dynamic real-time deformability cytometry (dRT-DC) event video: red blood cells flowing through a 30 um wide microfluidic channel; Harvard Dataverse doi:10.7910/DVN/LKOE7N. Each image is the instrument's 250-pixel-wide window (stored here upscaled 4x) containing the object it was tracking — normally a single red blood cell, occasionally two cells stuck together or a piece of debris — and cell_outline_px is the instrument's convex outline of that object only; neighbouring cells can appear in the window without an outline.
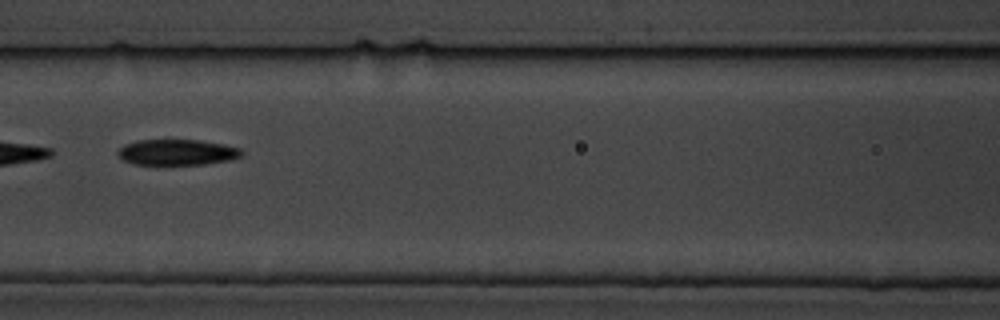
{"species": "common noctule bat (a hibernating species)", "species_latin": "Nyctalus noctula", "temperature_condition": "cold", "stored_images_in_passage": 13, "camera_frame_rate_fps": 3000, "um_per_image_px": 0.085, "animal": {"sex": "male", "body_mass_g": 19.5, "forearm_length_mm": 54.6}, "frame": {"image": 1, "passage_image": 8, "time_ms": 8.667, "image_size_px": [1000, 320], "cell_outline_px": [[244, 156], [232, 160], [204, 164], [136, 164], [124, 160], [116, 152], [124, 144], [136, 140], [200, 140], [224, 144], [240, 148], [244, 152]], "centroid_in_image_um": [15.11, 12.93], "position_along_channel_um": 151.5, "area_um2": 18.67}}
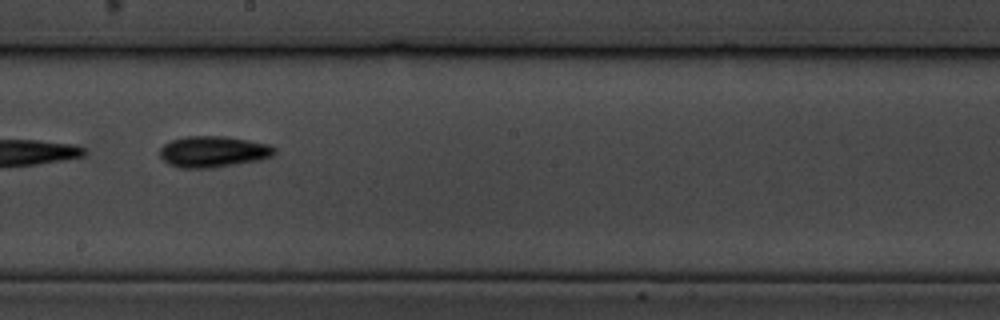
{"frame": {"image": 2, "passage_image": 10, "time_ms": 11.0, "image_size_px": [1000, 320], "cell_outline_px": [[276, 152], [272, 156], [260, 160], [208, 168], [180, 168], [168, 164], [160, 156], [160, 148], [164, 144], [172, 140], [184, 136], [224, 136], [248, 140], [268, 144], [276, 148]], "centroid_in_image_um": [18.11, 12.89], "position_along_channel_um": 230.1, "area_um2": 20.81}}